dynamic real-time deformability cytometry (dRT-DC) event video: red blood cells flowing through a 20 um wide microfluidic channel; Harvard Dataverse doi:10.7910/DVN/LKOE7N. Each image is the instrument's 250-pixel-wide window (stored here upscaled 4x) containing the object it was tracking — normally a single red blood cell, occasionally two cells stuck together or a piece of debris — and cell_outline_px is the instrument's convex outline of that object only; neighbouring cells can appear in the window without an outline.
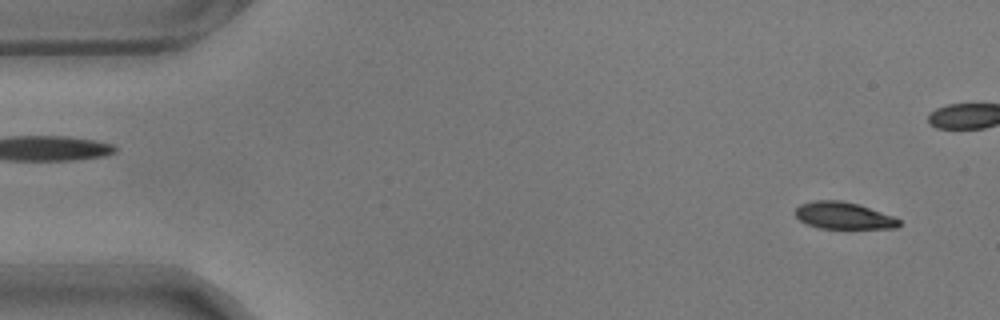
{"species": "common noctule bat (a hibernating species)", "species_latin": "Nyctalus noctula", "temperature_condition": "warm", "stored_images_in_passage": 45, "camera_frame_rate_fps": 3000, "um_per_image_px": 0.085, "animal": {"sex": "male", "body_mass_g": 17.9}, "frame": {"image": 1, "passage_image": 3, "time_ms": 0.667, "image_size_px": [1000, 320], "cell_outline_px": [[900, 224], [896, 228], [820, 228], [808, 224], [800, 220], [796, 216], [796, 208], [800, 204], [812, 200], [840, 200], [860, 204], [892, 216], [900, 220]], "centroid_in_image_um": [71.69, 18.31], "position_along_channel_um": 13.3, "area_um2": 16.18}}
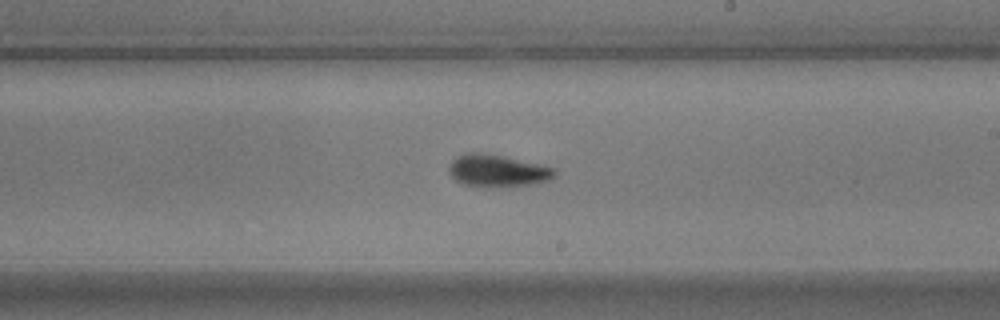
{"frame": {"image": 2, "passage_image": 32, "time_ms": 10.333, "image_size_px": [1000, 320], "cell_outline_px": [[556, 176], [548, 180], [508, 188], [488, 188], [460, 184], [448, 172], [448, 168], [452, 160], [456, 156], [468, 152], [476, 152], [504, 156], [556, 168]], "centroid_in_image_um": [42.25, 14.53], "position_along_channel_um": 246.7, "area_um2": 20.23}}
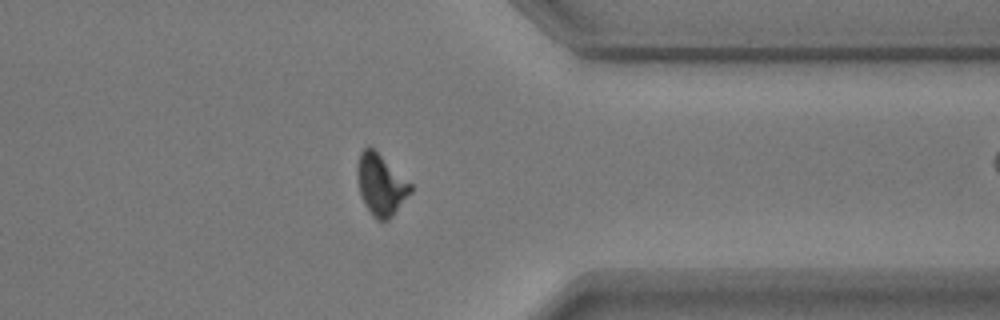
{"frame": {"image": 3, "passage_image": 44, "time_ms": 14.333, "image_size_px": [1000, 320], "cell_outline_px": [[412, 192], [392, 216], [388, 220], [376, 220], [372, 216], [364, 204], [360, 192], [356, 172], [356, 168], [360, 152], [368, 144], [412, 184]], "centroid_in_image_um": [32.36, 15.7], "position_along_channel_um": 379.0, "area_um2": 18.96}}